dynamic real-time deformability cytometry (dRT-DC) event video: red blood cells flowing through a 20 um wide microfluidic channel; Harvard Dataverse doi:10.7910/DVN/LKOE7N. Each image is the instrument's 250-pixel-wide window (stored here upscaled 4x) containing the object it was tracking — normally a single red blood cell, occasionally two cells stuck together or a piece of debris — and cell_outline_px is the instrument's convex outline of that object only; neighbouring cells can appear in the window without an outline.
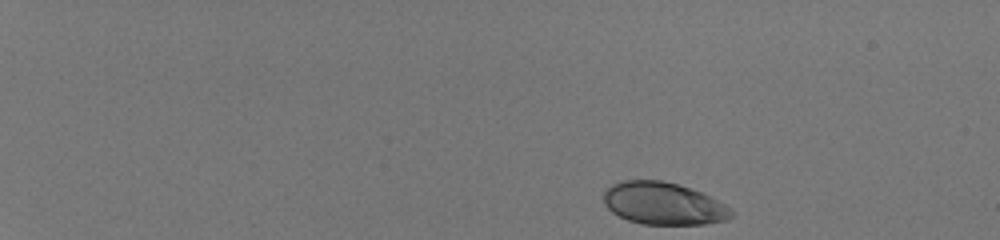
{"species": "human", "species_latin": "Homo sapiens", "temperature_condition": "room temperature", "stored_images_in_passage": 45, "camera_frame_rate_fps": 3000, "um_per_image_px": 0.085, "donor": {"sex": "male"}, "frame": {"image": 1, "passage_image": 1, "time_ms": 0.0, "image_size_px": [1000, 240], "cell_outline_px": [[732, 216], [728, 220], [704, 224], [644, 224], [628, 220], [612, 212], [604, 204], [604, 192], [612, 184], [620, 180], [660, 180], [676, 184], [712, 196], [732, 208]], "centroid_in_image_um": [56.41, 17.3], "position_along_channel_um": 28.6, "area_um2": 31.5}}
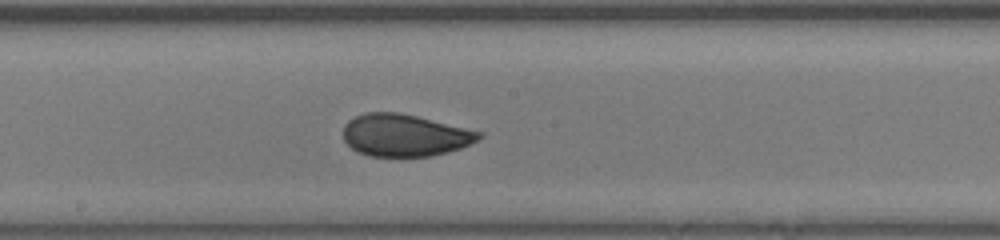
{"frame": {"image": 2, "passage_image": 26, "time_ms": 8.333, "image_size_px": [1000, 240], "cell_outline_px": [[484, 136], [480, 140], [460, 148], [448, 152], [432, 156], [368, 156], [356, 152], [344, 140], [344, 124], [348, 120], [364, 112], [400, 112], [484, 132]], "centroid_in_image_um": [34.42, 11.49], "position_along_channel_um": 213.8, "area_um2": 33.64}}
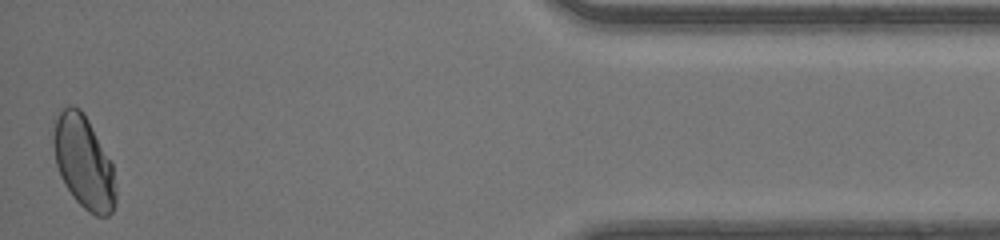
{"frame": {"image": 3, "passage_image": 45, "time_ms": 14.667, "image_size_px": [1000, 240], "cell_outline_px": [[116, 204], [112, 212], [108, 216], [96, 216], [88, 212], [72, 196], [64, 184], [60, 176], [56, 164], [52, 140], [52, 136], [56, 120], [60, 112], [68, 104], [72, 104], [80, 108], [88, 120], [112, 164], [116, 192]], "centroid_in_image_um": [7.11, 13.81], "position_along_channel_um": 428.1, "area_um2": 33.58}, "authors_computed_cell_mechanics": {"area_um2": 33.4084, "velocity_mm_per_s": 4.1783, "shape_relaxation_time_tau1_ms": 3.6888, "shape_relaxation_time_tau2_ms": null, "deformation_change_tau1": 0.1161, "deformation_change_tau2": null}}